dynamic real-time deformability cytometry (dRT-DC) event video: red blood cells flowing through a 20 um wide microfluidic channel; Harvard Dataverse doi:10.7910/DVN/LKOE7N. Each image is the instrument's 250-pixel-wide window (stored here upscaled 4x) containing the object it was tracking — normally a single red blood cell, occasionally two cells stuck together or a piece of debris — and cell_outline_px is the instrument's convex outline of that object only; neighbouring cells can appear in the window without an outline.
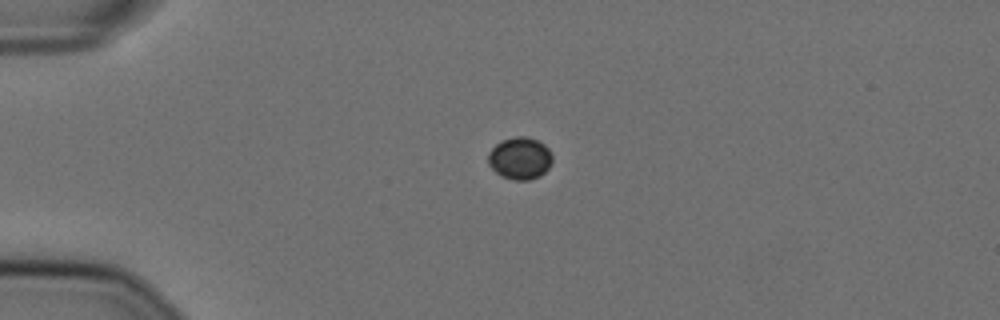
{"species": "Egyptian fruit bat (a non-hibernating species)", "species_latin": "Rousettus aegyptiacus", "temperature_condition": "cold", "stored_images_in_passage": 37, "camera_frame_rate_fps": 3000, "um_per_image_px": 0.085, "animal": {"sex": "female"}, "frame": {"image": 1, "passage_image": 1, "time_ms": 0.0, "image_size_px": [1000, 320], "cell_outline_px": [[552, 164], [540, 176], [528, 180], [512, 180], [500, 176], [488, 164], [488, 152], [500, 140], [516, 136], [528, 136], [544, 144], [548, 148], [552, 156]], "centroid_in_image_um": [44.18, 13.45], "position_along_channel_um": 40.8, "area_um2": 15.95}}
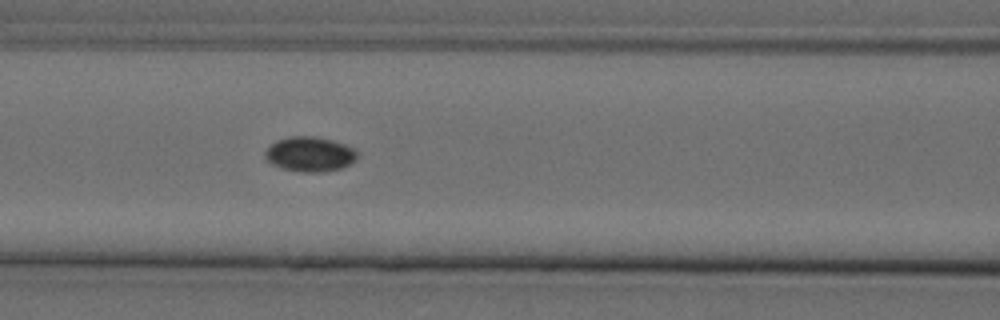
{"frame": {"image": 2, "passage_image": 12, "time_ms": 3.667, "image_size_px": [1000, 320], "cell_outline_px": [[360, 156], [356, 160], [340, 168], [324, 172], [300, 172], [280, 168], [272, 164], [264, 156], [264, 152], [276, 140], [288, 136], [316, 136], [332, 140], [344, 144], [352, 148]], "centroid_in_image_um": [26.32, 13.1], "position_along_channel_um": 140.3, "area_um2": 18.79}}
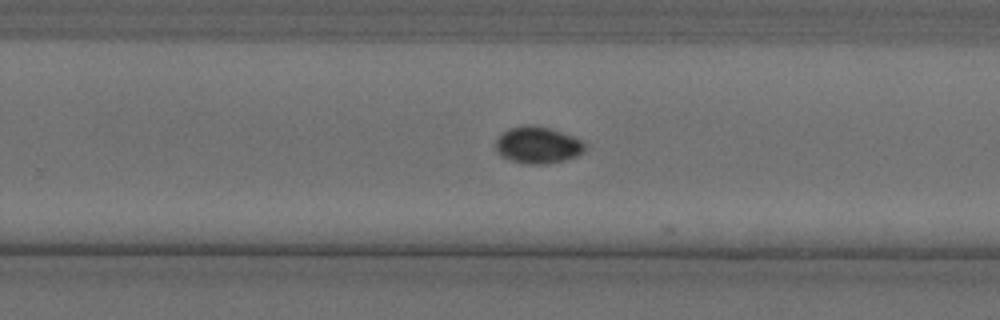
{"frame": {"image": 3, "passage_image": 24, "time_ms": 7.667, "image_size_px": [1000, 320], "cell_outline_px": [[584, 152], [576, 156], [564, 160], [544, 164], [524, 164], [500, 156], [496, 152], [496, 140], [508, 128], [524, 124], [532, 124], [552, 128], [572, 136], [580, 140], [584, 144]], "centroid_in_image_um": [45.68, 12.32], "position_along_channel_um": 284.1, "area_um2": 19.19}}